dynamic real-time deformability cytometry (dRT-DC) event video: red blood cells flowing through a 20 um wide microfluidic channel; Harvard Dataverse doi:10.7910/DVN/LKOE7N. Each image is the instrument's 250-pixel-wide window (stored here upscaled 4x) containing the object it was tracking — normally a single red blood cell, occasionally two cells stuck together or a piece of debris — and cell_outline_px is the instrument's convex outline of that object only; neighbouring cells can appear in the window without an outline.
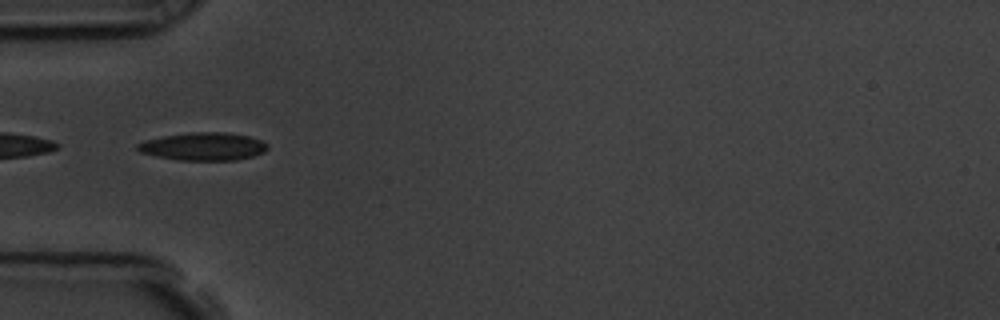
{"species": "common noctule bat (a hibernating species)", "species_latin": "Nyctalus noctula", "temperature_condition": "room temperature", "stored_images_in_passage": 57, "camera_frame_rate_fps": 3000, "um_per_image_px": 0.085, "animal": {"sex": "male", "body_mass_g": 19.5, "forearm_length_mm": 54.6}, "frame": {"image": 1, "passage_image": 18, "time_ms": 5.667, "image_size_px": [1000, 320], "cell_outline_px": [[268, 148], [264, 152], [252, 156], [236, 160], [180, 160], [156, 156], [140, 152], [136, 148], [136, 144], [144, 140], [164, 136], [188, 132], [224, 132], [248, 136], [260, 140], [268, 144]], "centroid_in_image_um": [17.27, 12.44], "position_along_channel_um": 67.7, "area_um2": 21.1}}
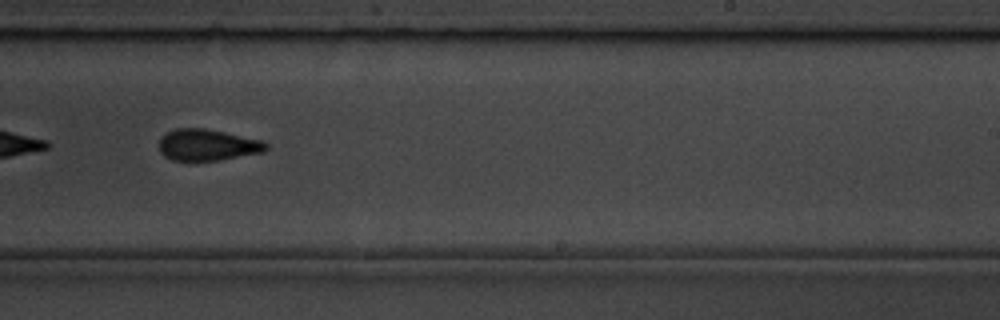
{"frame": {"image": 2, "passage_image": 35, "time_ms": 11.333, "image_size_px": [1000, 320], "cell_outline_px": [[268, 148], [264, 152], [220, 160], [172, 160], [164, 156], [160, 152], [160, 136], [176, 128], [204, 128], [264, 140], [268, 144]], "centroid_in_image_um": [17.66, 12.31], "position_along_channel_um": 271.3, "area_um2": 19.65}, "authors_computed_cell_mechanics": {"area_um2": 20.5768, "velocity_mm_per_s": 3.6048, "shape_relaxation_time_tau1_ms": 4.7464, "shape_relaxation_time_tau2_ms": 2.7364, "deformation_change_tau1": 0.1309, "deformation_change_tau2": 0.1073}}